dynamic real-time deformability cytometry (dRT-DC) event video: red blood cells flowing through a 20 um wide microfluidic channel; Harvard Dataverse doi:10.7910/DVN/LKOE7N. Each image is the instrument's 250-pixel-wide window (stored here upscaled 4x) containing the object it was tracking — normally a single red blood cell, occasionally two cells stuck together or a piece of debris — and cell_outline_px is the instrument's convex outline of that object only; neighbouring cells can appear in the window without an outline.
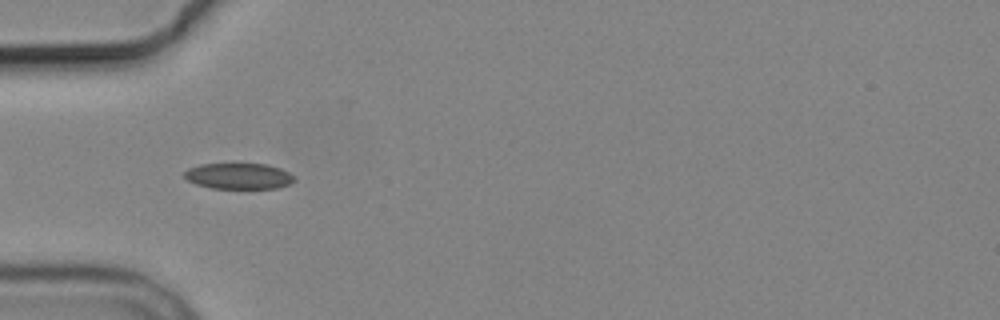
{"species": "common noctule bat (a hibernating species)", "species_latin": "Nyctalus noctula", "temperature_condition": "cold", "stored_images_in_passage": 6, "camera_frame_rate_fps": 3000, "um_per_image_px": 0.085, "animal": {"sex": "male", "body_mass_g": 19.2, "forearm_length_mm": 51.8}, "frame": {"image": 1, "passage_image": 5, "time_ms": 4.667, "image_size_px": [1000, 320], "cell_outline_px": [[296, 180], [288, 184], [276, 188], [212, 188], [196, 184], [188, 180], [184, 176], [184, 172], [188, 168], [200, 164], [232, 160], [268, 164], [280, 168], [288, 172]], "centroid_in_image_um": [20.25, 14.9], "position_along_channel_um": 64.8, "area_um2": 17.46}}
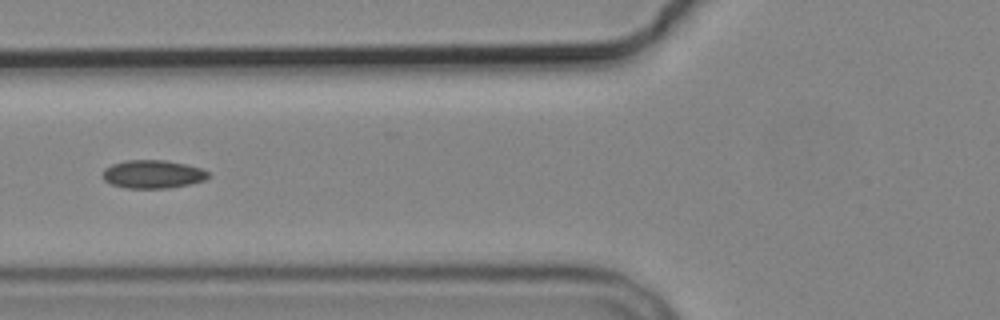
{"frame": {"image": 2, "passage_image": 6, "time_ms": 6.0, "image_size_px": [1000, 320], "cell_outline_px": [[208, 176], [204, 180], [188, 184], [168, 188], [128, 188], [112, 184], [104, 180], [104, 168], [112, 164], [128, 160], [164, 160], [184, 164], [200, 168], [208, 172]], "centroid_in_image_um": [12.97, 14.8], "position_along_channel_um": 112.8, "area_um2": 17.05}}